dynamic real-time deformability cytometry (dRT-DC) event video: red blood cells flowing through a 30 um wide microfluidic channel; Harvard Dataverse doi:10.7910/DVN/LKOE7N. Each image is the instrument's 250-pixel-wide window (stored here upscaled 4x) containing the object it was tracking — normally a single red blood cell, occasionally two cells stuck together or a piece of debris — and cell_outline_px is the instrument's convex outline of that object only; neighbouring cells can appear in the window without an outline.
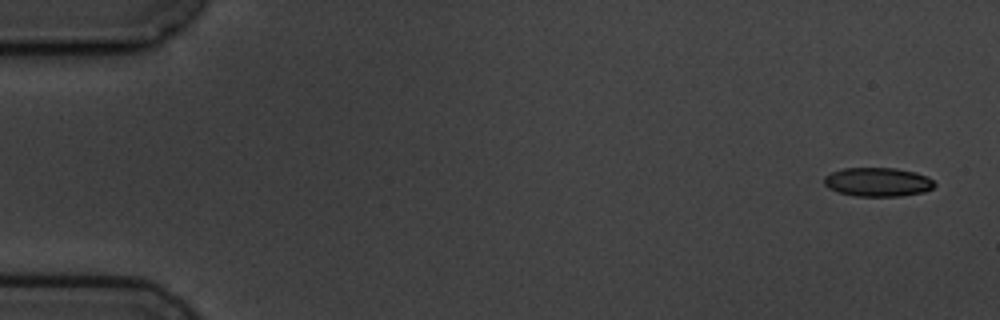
{"species": "common noctule bat (a hibernating species)", "species_latin": "Nyctalus noctula", "temperature_condition": "cold", "stored_images_in_passage": 4, "camera_frame_rate_fps": 3000, "um_per_image_px": 0.085, "animal": {"sex": "male", "body_mass_g": 19.5, "forearm_length_mm": 54.6}, "frame": {"image": 1, "passage_image": 1, "time_ms": 0.0, "image_size_px": [1000, 320], "cell_outline_px": [[936, 184], [932, 188], [924, 192], [900, 196], [856, 196], [840, 192], [828, 188], [824, 184], [824, 176], [832, 172], [844, 168], [896, 168], [916, 172], [928, 176]], "centroid_in_image_um": [74.63, 15.46], "position_along_channel_um": 10.4, "area_um2": 18.61}}
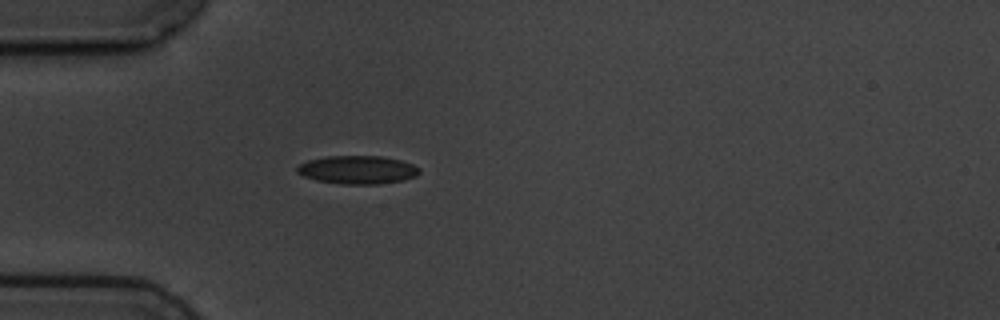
{"frame": {"image": 2, "passage_image": 4, "time_ms": 4.667, "image_size_px": [1000, 320], "cell_outline_px": [[420, 172], [416, 176], [404, 180], [380, 184], [340, 184], [316, 180], [304, 176], [296, 172], [296, 168], [300, 164], [308, 160], [328, 156], [380, 156], [400, 160], [412, 164], [420, 168]], "centroid_in_image_um": [30.4, 14.44], "position_along_channel_um": 54.6, "area_um2": 20.17}}